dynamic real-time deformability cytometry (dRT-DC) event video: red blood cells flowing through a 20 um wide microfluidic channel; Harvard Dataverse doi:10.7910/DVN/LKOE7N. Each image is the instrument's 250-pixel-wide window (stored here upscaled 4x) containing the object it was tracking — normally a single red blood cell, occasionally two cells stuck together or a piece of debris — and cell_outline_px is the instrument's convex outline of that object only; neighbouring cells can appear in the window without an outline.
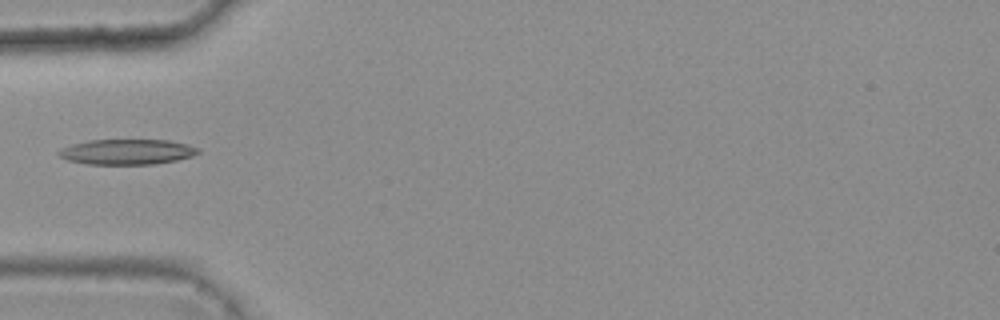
{"species": "common noctule bat (a hibernating species)", "species_latin": "Nyctalus noctula", "temperature_condition": "warm", "stored_images_in_passage": 5, "camera_frame_rate_fps": 3000, "um_per_image_px": 0.085, "animal": {"sex": "female", "body_mass_g": 25.1}, "frame": {"image": 1, "passage_image": 4, "time_ms": 1.0, "image_size_px": [1000, 320], "cell_outline_px": [[200, 152], [192, 156], [176, 160], [152, 164], [88, 164], [68, 160], [60, 156], [56, 152], [60, 148], [72, 144], [88, 140], [168, 140], [188, 144], [200, 148]], "centroid_in_image_um": [10.8, 12.9], "position_along_channel_um": 74.2, "area_um2": 20.58}}
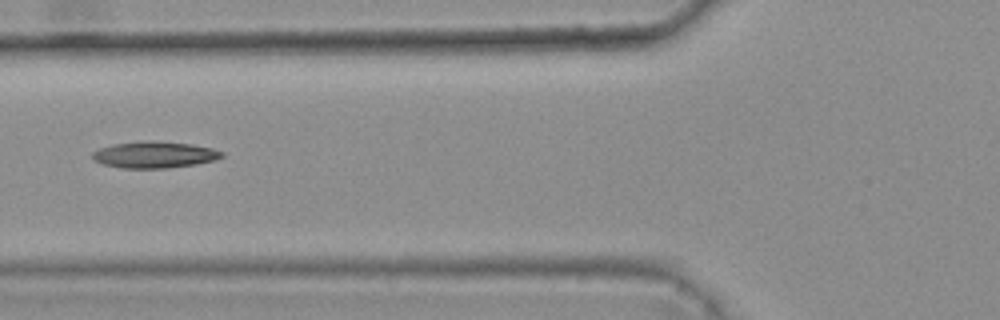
{"frame": {"image": 2, "passage_image": 5, "time_ms": 1.333, "image_size_px": [1000, 320], "cell_outline_px": [[224, 156], [216, 160], [196, 164], [168, 168], [120, 168], [104, 164], [92, 160], [92, 152], [100, 148], [112, 144], [140, 140], [152, 140], [192, 144], [212, 148], [224, 152]], "centroid_in_image_um": [13.13, 13.14], "position_along_channel_um": 112.7, "area_um2": 20.29}}